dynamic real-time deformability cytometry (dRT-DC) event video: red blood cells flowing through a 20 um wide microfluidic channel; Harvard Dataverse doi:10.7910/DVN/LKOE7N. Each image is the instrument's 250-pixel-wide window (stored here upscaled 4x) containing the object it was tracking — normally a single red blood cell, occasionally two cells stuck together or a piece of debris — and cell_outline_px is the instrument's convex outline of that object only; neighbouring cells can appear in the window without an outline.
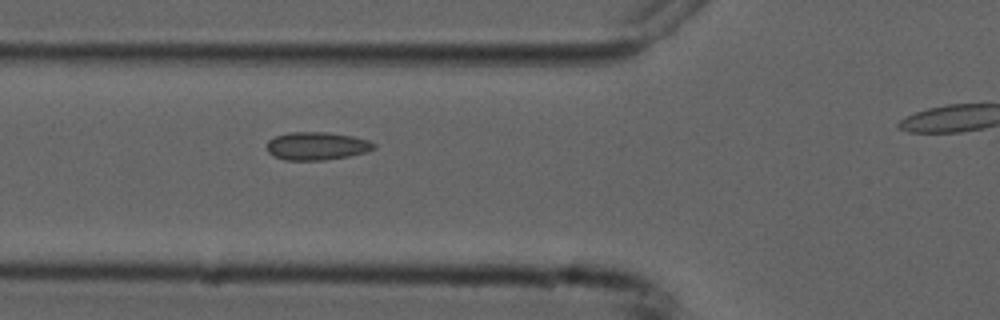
{"species": "common noctule bat (a hibernating species)", "species_latin": "Nyctalus noctula", "temperature_condition": "cold", "stored_images_in_passage": 7, "camera_frame_rate_fps": 3000, "um_per_image_px": 0.085, "animal": {"sex": "male", "forearm_length_mm": 52.5}, "frame": {"image": 1, "passage_image": 6, "time_ms": 5.667, "image_size_px": [1000, 320], "cell_outline_px": [[376, 148], [364, 152], [348, 156], [324, 160], [284, 160], [268, 152], [268, 140], [276, 136], [288, 132], [324, 132], [352, 136], [368, 140], [376, 144]], "centroid_in_image_um": [26.93, 12.4], "position_along_channel_um": 98.9, "area_um2": 17.28}}